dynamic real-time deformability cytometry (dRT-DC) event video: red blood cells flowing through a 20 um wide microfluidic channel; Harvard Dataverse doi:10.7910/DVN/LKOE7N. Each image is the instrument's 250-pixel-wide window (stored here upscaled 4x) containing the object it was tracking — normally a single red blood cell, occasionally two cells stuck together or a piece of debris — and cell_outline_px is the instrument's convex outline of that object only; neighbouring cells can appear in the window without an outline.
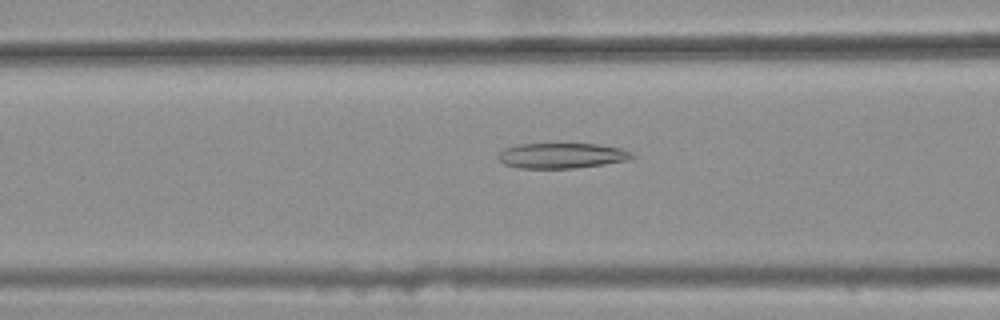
{"species": "common noctule bat (a hibernating species)", "species_latin": "Nyctalus noctula", "temperature_condition": "warm", "stored_images_in_passage": 33, "camera_frame_rate_fps": 3000, "um_per_image_px": 0.085, "animal": {"sex": "female", "body_mass_g": 25.1}, "frame": {"image": 1, "passage_image": 12, "time_ms": 3.667, "image_size_px": [1000, 320], "cell_outline_px": [[636, 156], [628, 160], [604, 164], [572, 168], [520, 168], [504, 164], [496, 156], [504, 148], [520, 144], [596, 144], [620, 148], [632, 152]], "centroid_in_image_um": [47.75, 13.23], "position_along_channel_um": 118.9, "area_um2": 19.65}}
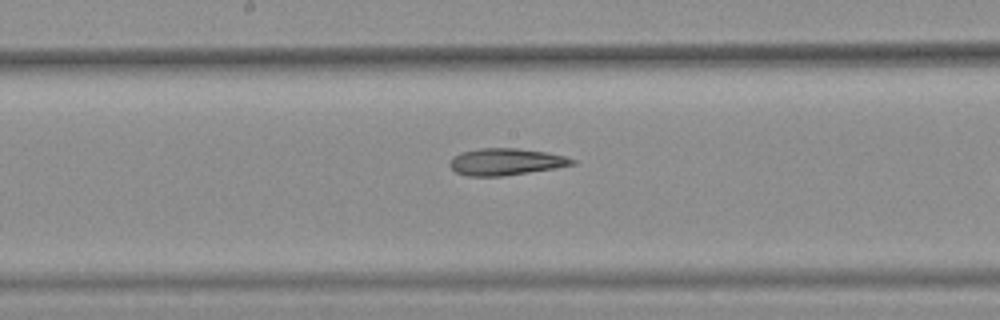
{"frame": {"image": 2, "passage_image": 19, "time_ms": 6.0, "image_size_px": [1000, 320], "cell_outline_px": [[576, 164], [504, 176], [468, 176], [456, 172], [448, 164], [452, 156], [460, 152], [480, 148], [516, 148], [544, 152], [564, 156], [576, 160]], "centroid_in_image_um": [42.94, 13.75], "position_along_channel_um": 205.3, "area_um2": 19.02}}
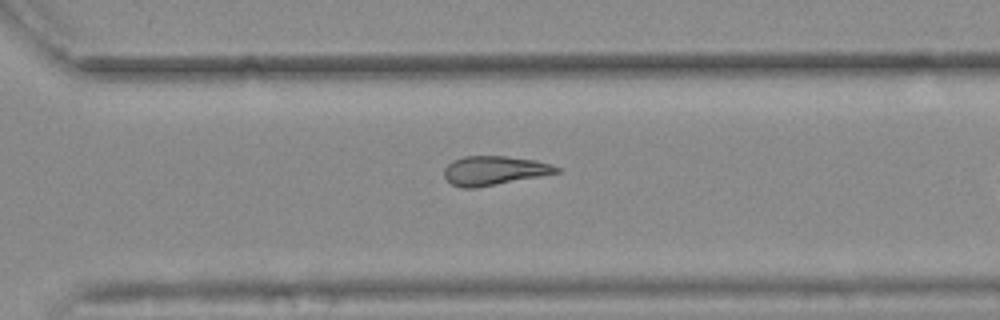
{"frame": {"image": 3, "passage_image": 29, "time_ms": 9.333, "image_size_px": [1000, 320], "cell_outline_px": [[560, 172], [540, 176], [476, 188], [460, 188], [452, 184], [444, 176], [444, 168], [452, 160], [464, 156], [508, 156], [536, 160], [552, 164], [560, 168]], "centroid_in_image_um": [42.0, 14.49], "position_along_channel_um": 328.6, "area_um2": 19.13}}